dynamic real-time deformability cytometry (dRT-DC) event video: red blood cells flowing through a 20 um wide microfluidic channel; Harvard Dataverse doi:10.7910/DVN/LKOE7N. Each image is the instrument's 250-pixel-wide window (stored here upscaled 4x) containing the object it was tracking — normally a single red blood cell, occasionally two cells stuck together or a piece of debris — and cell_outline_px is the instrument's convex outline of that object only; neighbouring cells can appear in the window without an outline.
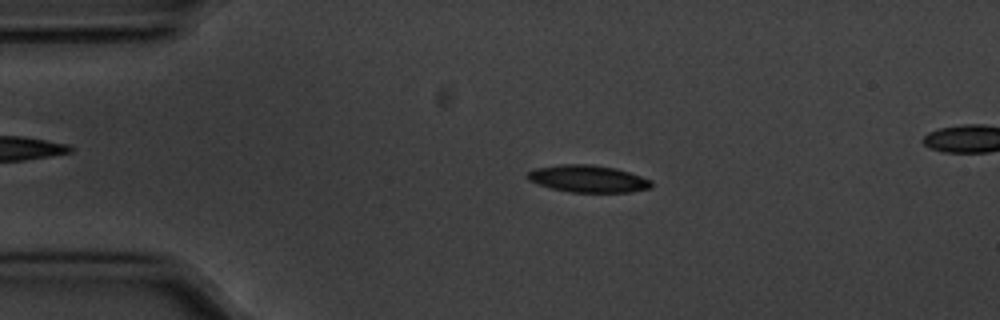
{"species": "common noctule bat (a hibernating species)", "species_latin": "Nyctalus noctula", "temperature_condition": "cold", "stored_images_in_passage": 54, "camera_frame_rate_fps": 3000, "um_per_image_px": 0.085, "animal": {"sex": "male", "body_mass_g": 20.1, "forearm_length_mm": 53.5}, "frame": {"image": 1, "passage_image": 10, "time_ms": 3.0, "image_size_px": [1000, 320], "cell_outline_px": [[652, 188], [632, 192], [568, 192], [552, 188], [528, 180], [524, 176], [528, 172], [536, 168], [560, 164], [592, 164], [616, 168], [652, 180]], "centroid_in_image_um": [49.99, 15.19], "position_along_channel_um": 35.0, "area_um2": 19.65}}
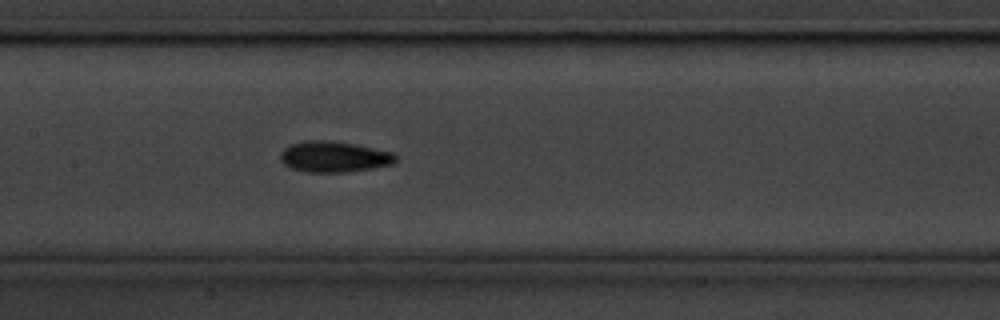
{"frame": {"image": 2, "passage_image": 25, "time_ms": 8.0, "image_size_px": [1000, 320], "cell_outline_px": [[396, 160], [392, 164], [372, 168], [348, 172], [308, 172], [292, 168], [284, 164], [280, 160], [280, 152], [284, 148], [292, 144], [308, 140], [328, 140], [352, 144], [392, 152], [396, 156]], "centroid_in_image_um": [28.36, 13.33], "position_along_channel_um": 179.0, "area_um2": 20.52}}
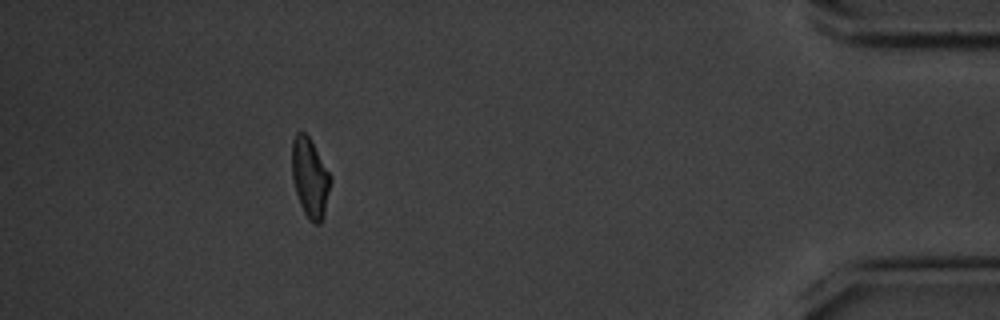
{"frame": {"image": 3, "passage_image": 49, "time_ms": 16.0, "image_size_px": [1000, 320], "cell_outline_px": [[332, 180], [324, 216], [320, 224], [316, 224], [308, 220], [300, 204], [292, 180], [292, 140], [296, 132], [304, 132], [308, 136], [332, 176]], "centroid_in_image_um": [26.36, 15.13], "position_along_channel_um": 408.8, "area_um2": 17.98}, "authors_computed_cell_mechanics": {"area_um2": 18.6116, "velocity_mm_per_s": 3.5666, "shape_relaxation_time_tau1_ms": 2.062, "shape_relaxation_time_tau2_ms": 6.6644, "deformation_change_tau1": 0.1109, "deformation_change_tau2": 0.147}}